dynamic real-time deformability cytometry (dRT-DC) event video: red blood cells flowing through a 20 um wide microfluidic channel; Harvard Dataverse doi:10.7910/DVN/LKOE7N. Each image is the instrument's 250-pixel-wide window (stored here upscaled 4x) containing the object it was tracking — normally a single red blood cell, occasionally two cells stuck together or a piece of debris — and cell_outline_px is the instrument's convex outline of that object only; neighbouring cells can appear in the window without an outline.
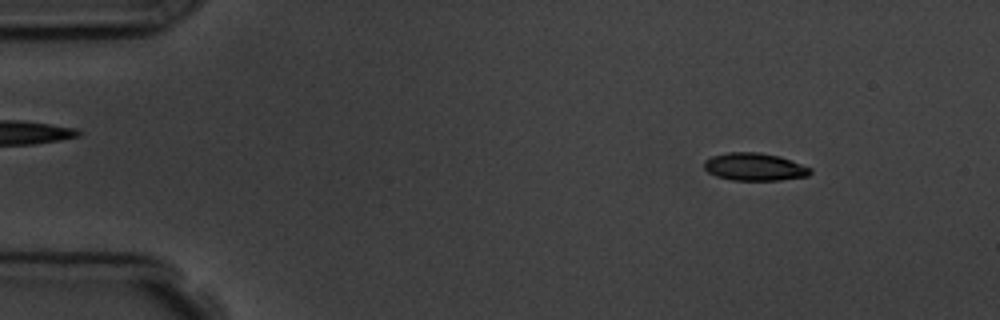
{"species": "common noctule bat (a hibernating species)", "species_latin": "Nyctalus noctula", "temperature_condition": "room temperature", "stored_images_in_passage": 6, "camera_frame_rate_fps": 3000, "um_per_image_px": 0.085, "animal": {"sex": "male", "body_mass_g": 19.5, "forearm_length_mm": 54.6}, "frame": {"image": 1, "passage_image": 2, "time_ms": 1.0, "image_size_px": [1000, 320], "cell_outline_px": [[812, 172], [808, 176], [780, 180], [732, 180], [716, 176], [708, 172], [704, 168], [704, 160], [712, 156], [728, 152], [756, 152], [780, 156], [812, 168]], "centroid_in_image_um": [64.14, 14.18], "position_along_channel_um": 20.9, "area_um2": 17.17}}
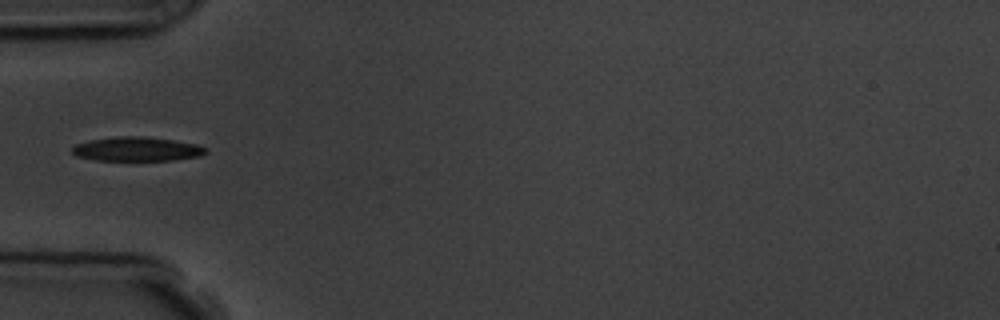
{"frame": {"image": 2, "passage_image": 5, "time_ms": 4.667, "image_size_px": [1000, 320], "cell_outline_px": [[208, 152], [200, 156], [172, 160], [96, 160], [76, 156], [72, 152], [72, 148], [76, 144], [88, 140], [116, 136], [144, 136], [172, 140], [196, 144], [208, 148]], "centroid_in_image_um": [11.64, 12.66], "position_along_channel_um": 73.4, "area_um2": 18.84}}